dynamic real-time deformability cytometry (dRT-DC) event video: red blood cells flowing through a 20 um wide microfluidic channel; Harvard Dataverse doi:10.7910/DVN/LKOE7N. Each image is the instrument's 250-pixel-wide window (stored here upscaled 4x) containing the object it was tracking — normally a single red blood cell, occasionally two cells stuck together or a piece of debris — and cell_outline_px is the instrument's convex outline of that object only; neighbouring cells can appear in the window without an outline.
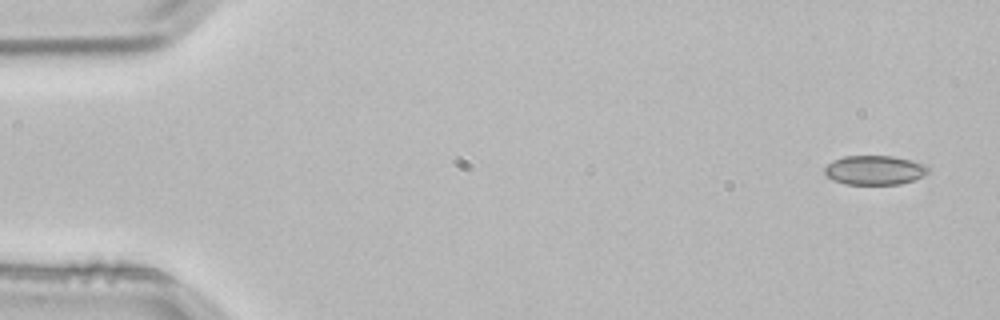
{"species": "common noctule bat (a hibernating species)", "species_latin": "Nyctalus noctula", "temperature_condition": "room temperature", "stored_images_in_passage": 3, "camera_frame_rate_fps": 3000, "um_per_image_px": 0.085, "animal": {"sex": "male", "body_mass_g": 21.5, "forearm_length_mm": 52.0}, "frame": {"image": 1, "passage_image": 1, "time_ms": 0.0, "image_size_px": [1000, 320], "cell_outline_px": [[928, 172], [916, 180], [900, 184], [844, 184], [832, 180], [824, 172], [824, 168], [832, 160], [844, 156], [892, 156], [924, 164], [928, 168]], "centroid_in_image_um": [74.31, 14.47], "position_along_channel_um": 10.7, "area_um2": 17.63}}
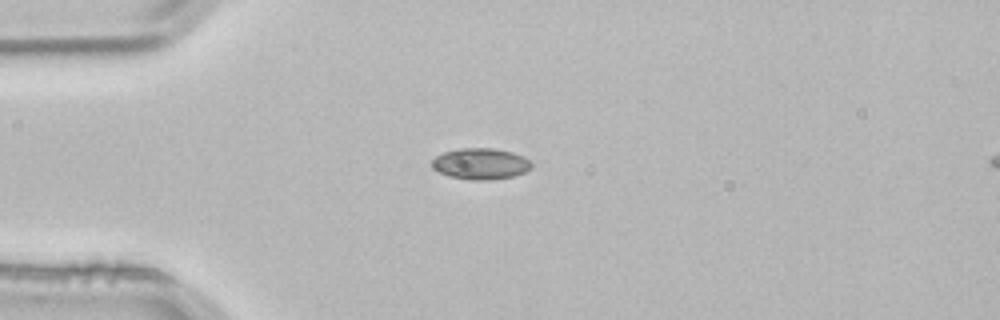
{"frame": {"image": 2, "passage_image": 3, "time_ms": 0.667, "image_size_px": [1000, 320], "cell_outline_px": [[532, 168], [524, 172], [512, 176], [488, 180], [472, 180], [448, 176], [432, 168], [432, 160], [436, 156], [444, 152], [460, 148], [496, 148], [512, 152], [524, 156], [532, 164]], "centroid_in_image_um": [40.85, 13.91], "position_along_channel_um": 44.1, "area_um2": 18.09}}